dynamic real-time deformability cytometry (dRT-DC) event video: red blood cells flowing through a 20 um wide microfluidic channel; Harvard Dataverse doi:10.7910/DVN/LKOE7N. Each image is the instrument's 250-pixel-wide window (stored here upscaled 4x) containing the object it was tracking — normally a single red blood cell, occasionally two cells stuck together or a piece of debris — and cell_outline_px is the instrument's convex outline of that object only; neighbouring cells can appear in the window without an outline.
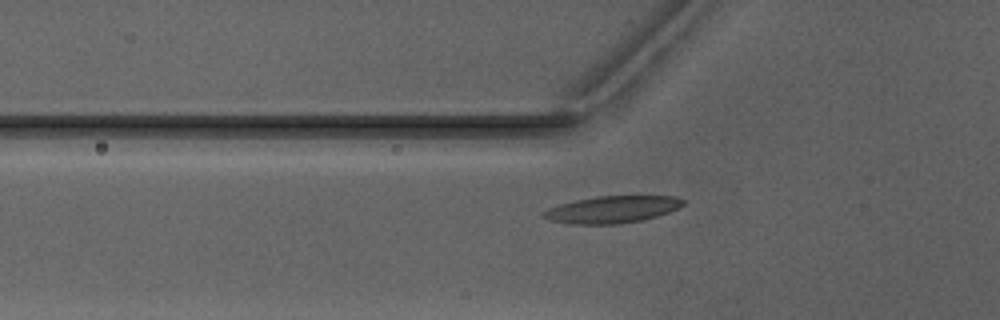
{"species": "Egyptian fruit bat (a non-hibernating species)", "species_latin": "Rousettus aegyptiacus", "temperature_condition": "warm", "stored_images_in_passage": 46, "camera_frame_rate_fps": 3000, "um_per_image_px": 0.085, "animal": {"sex": "male"}, "frame": {"image": 1, "passage_image": 13, "time_ms": 4.0, "image_size_px": [1000, 320], "cell_outline_px": [[684, 204], [680, 208], [656, 216], [640, 220], [620, 224], [572, 224], [552, 220], [540, 216], [540, 212], [548, 208], [560, 204], [576, 200], [596, 196], [676, 196], [684, 200]], "centroid_in_image_um": [52.02, 17.8], "position_along_channel_um": 73.8, "area_um2": 21.96}}
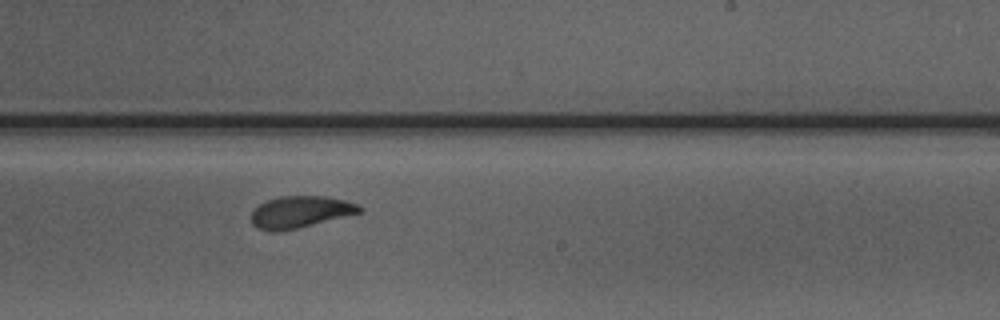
{"frame": {"image": 2, "passage_image": 27, "time_ms": 8.667, "image_size_px": [1000, 320], "cell_outline_px": [[364, 208], [360, 212], [296, 228], [276, 232], [268, 232], [256, 228], [252, 224], [252, 212], [260, 204], [268, 200], [280, 196], [324, 196], [344, 200], [356, 204]], "centroid_in_image_um": [25.47, 18.02], "position_along_channel_um": 263.5, "area_um2": 19.71}}
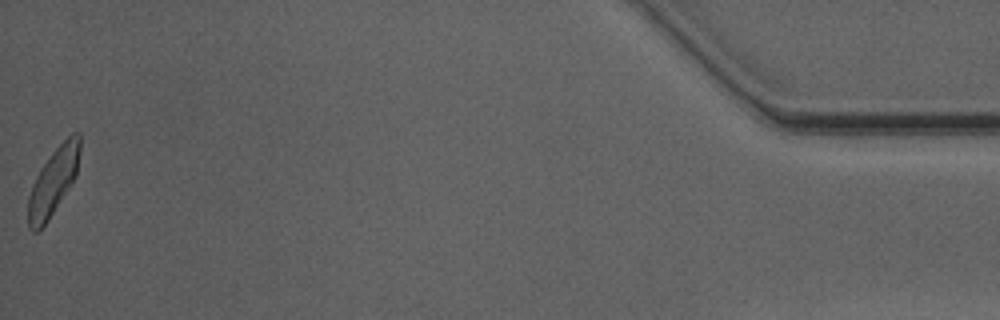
{"frame": {"image": 3, "passage_image": 46, "time_ms": 15.0, "image_size_px": [1000, 320], "cell_outline_px": [[80, 152], [76, 176], [48, 220], [36, 232], [32, 232], [28, 228], [28, 196], [32, 184], [40, 168], [52, 152], [72, 132], [80, 132]], "centroid_in_image_um": [4.52, 15.41], "position_along_channel_um": 430.7, "area_um2": 20.06}, "authors_computed_cell_mechanics": {"area_um2": 20.1722, "velocity_mm_per_s": 4.075, "shape_relaxation_time_tau1_ms": 2.8007, "shape_relaxation_time_tau2_ms": 1.7798, "deformation_change_tau1": 0.1286, "deformation_change_tau2": 0.0728}}